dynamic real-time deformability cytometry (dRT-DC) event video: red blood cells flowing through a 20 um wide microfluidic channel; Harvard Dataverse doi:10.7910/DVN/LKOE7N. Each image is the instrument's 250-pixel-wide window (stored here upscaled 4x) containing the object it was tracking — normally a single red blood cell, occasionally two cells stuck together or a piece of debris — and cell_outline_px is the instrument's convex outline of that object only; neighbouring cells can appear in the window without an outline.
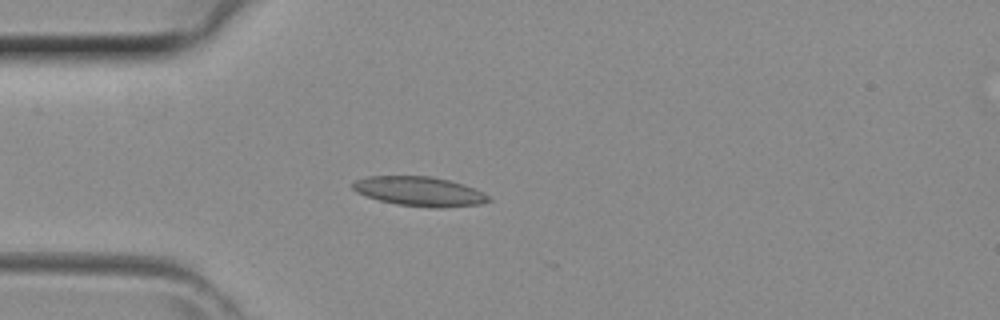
{"species": "common noctule bat (a hibernating species)", "species_latin": "Nyctalus noctula", "temperature_condition": "room temperature", "stored_images_in_passage": 38, "camera_frame_rate_fps": 3000, "um_per_image_px": 0.085, "animal": {"sex": "female", "body_mass_g": 29.2, "forearm_length_mm": 56.3}, "frame": {"image": 1, "passage_image": 11, "time_ms": 3.333, "image_size_px": [1000, 320], "cell_outline_px": [[492, 200], [480, 204], [444, 208], [432, 208], [396, 204], [380, 200], [356, 192], [352, 188], [352, 184], [356, 180], [364, 176], [432, 176], [464, 184], [484, 192]], "centroid_in_image_um": [35.67, 16.27], "position_along_channel_um": 49.3, "area_um2": 23.41}}
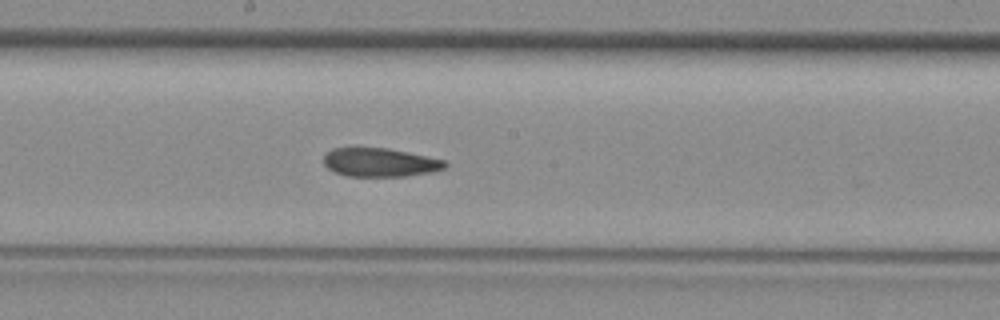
{"frame": {"image": 2, "passage_image": 22, "time_ms": 7.0, "image_size_px": [1000, 320], "cell_outline_px": [[448, 164], [444, 168], [432, 172], [408, 176], [348, 176], [336, 172], [328, 168], [324, 164], [324, 152], [332, 148], [356, 144], [388, 148], [408, 152], [444, 160]], "centroid_in_image_um": [32.22, 13.75], "position_along_channel_um": 216.0, "area_um2": 21.04}}
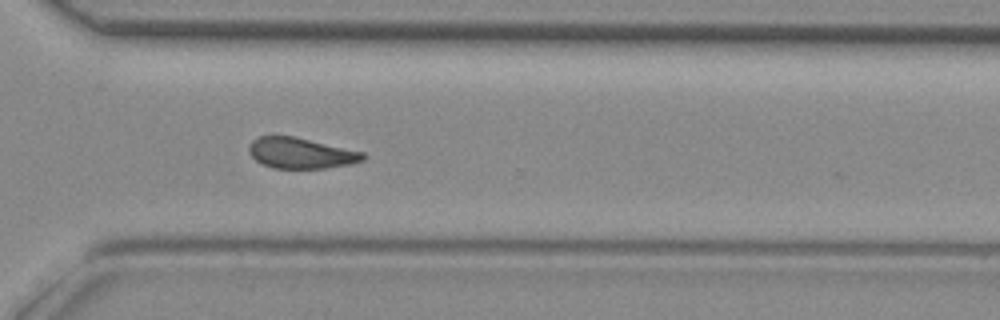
{"frame": {"image": 3, "passage_image": 30, "time_ms": 9.667, "image_size_px": [1000, 320], "cell_outline_px": [[364, 160], [352, 164], [324, 168], [272, 168], [256, 160], [248, 152], [248, 148], [252, 140], [256, 136], [272, 132], [292, 136], [364, 152]], "centroid_in_image_um": [25.49, 12.97], "position_along_channel_um": 345.1, "area_um2": 20.81}}